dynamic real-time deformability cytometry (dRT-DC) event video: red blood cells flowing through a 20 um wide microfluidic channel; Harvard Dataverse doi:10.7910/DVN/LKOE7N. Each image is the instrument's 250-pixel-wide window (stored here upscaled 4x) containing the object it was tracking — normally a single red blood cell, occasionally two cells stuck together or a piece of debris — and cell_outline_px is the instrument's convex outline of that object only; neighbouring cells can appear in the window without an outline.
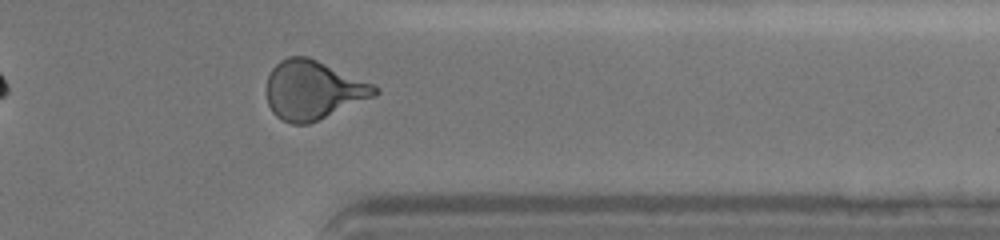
{"species": "human", "species_latin": "Homo sapiens", "temperature_condition": "cold", "stored_images_in_passage": 31, "camera_frame_rate_fps": 3000, "um_per_image_px": 0.085, "donor": {"sex": "female"}, "frame": {"image": 1, "passage_image": 27, "time_ms": 11.667, "image_size_px": [1000, 240], "cell_outline_px": [[380, 92], [376, 96], [308, 124], [292, 124], [280, 120], [272, 112], [268, 104], [268, 76], [272, 68], [280, 60], [288, 56], [308, 56], [372, 84]], "centroid_in_image_um": [26.59, 7.66], "position_along_channel_um": 384.8, "area_um2": 36.82}, "authors_computed_cell_mechanics": {"area_um2": 35.8938, "velocity_mm_per_s": 3.6407, "shape_relaxation_time_tau1_ms": 4.4758, "shape_relaxation_time_tau2_ms": 0.8251, "deformation_change_tau1": 0.1707, "deformation_change_tau2": 0.0542}}